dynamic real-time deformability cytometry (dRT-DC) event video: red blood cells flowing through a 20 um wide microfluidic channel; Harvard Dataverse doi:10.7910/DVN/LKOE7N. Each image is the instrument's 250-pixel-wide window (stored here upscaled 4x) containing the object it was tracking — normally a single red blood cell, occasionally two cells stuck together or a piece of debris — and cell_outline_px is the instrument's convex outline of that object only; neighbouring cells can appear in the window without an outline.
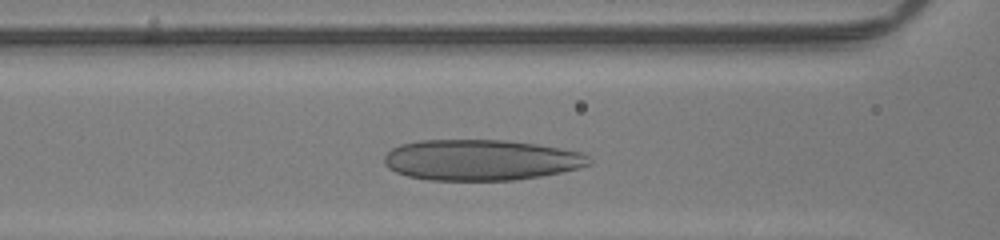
{"species": "human", "species_latin": "Homo sapiens", "temperature_condition": "room temperature", "stored_images_in_passage": 30, "camera_frame_rate_fps": 3000, "um_per_image_px": 0.085, "donor": {"sex": "male"}, "frame": {"image": 1, "passage_image": 10, "time_ms": 3.0, "image_size_px": [1000, 240], "cell_outline_px": [[592, 164], [580, 168], [540, 176], [512, 180], [428, 180], [408, 176], [396, 172], [388, 168], [384, 164], [384, 156], [392, 148], [400, 144], [420, 140], [504, 140], [536, 144], [584, 152], [592, 160]], "centroid_in_image_um": [40.88, 13.59], "position_along_channel_um": 125.7, "area_um2": 48.9}}
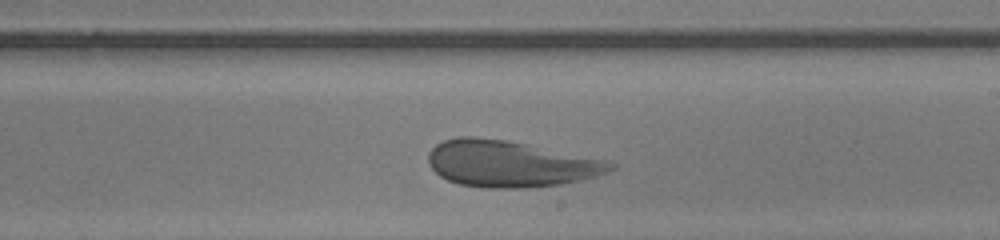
{"frame": {"image": 2, "passage_image": 19, "time_ms": 6.0, "image_size_px": [1000, 240], "cell_outline_px": [[616, 168], [608, 172], [580, 180], [560, 184], [524, 188], [488, 188], [460, 184], [448, 180], [440, 176], [428, 164], [428, 152], [436, 144], [444, 140], [460, 136], [472, 136], [504, 140], [608, 160], [616, 164]], "centroid_in_image_um": [43.35, 13.92], "position_along_channel_um": 245.7, "area_um2": 48.96}}
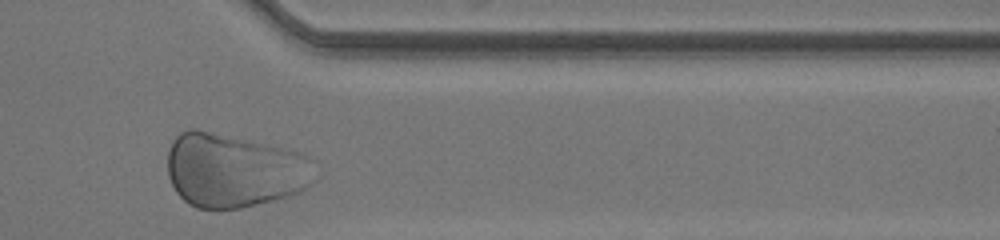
{"frame": {"image": 3, "passage_image": 30, "time_ms": 9.667, "image_size_px": [1000, 240], "cell_outline_px": [[312, 180], [300, 192], [288, 196], [240, 208], [196, 208], [188, 204], [176, 192], [168, 176], [168, 148], [172, 140], [180, 132], [188, 128], [196, 128], [280, 148], [296, 152], [308, 156]], "centroid_in_image_um": [19.78, 14.49], "position_along_channel_um": 391.6, "area_um2": 62.6}}